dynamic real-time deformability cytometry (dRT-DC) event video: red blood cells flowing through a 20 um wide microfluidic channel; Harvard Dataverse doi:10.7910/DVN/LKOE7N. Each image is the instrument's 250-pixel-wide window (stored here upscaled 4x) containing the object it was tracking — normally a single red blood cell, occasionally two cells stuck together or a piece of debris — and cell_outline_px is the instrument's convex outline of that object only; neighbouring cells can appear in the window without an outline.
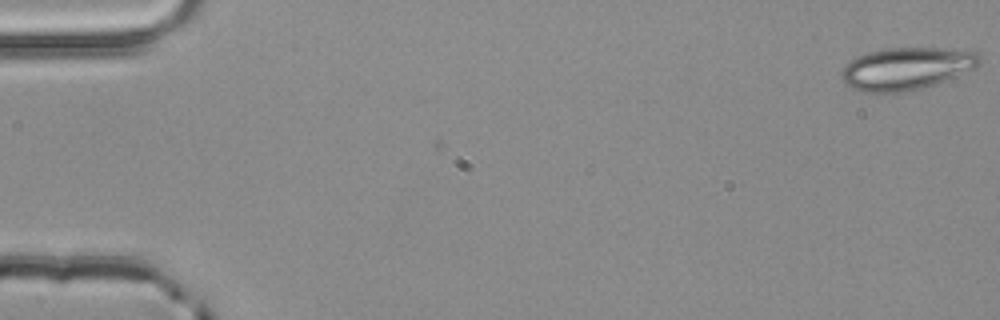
{"species": "common noctule bat (a hibernating species)", "species_latin": "Nyctalus noctula", "temperature_condition": "room temperature", "stored_images_in_passage": 2, "camera_frame_rate_fps": 3000, "um_per_image_px": 0.085, "animal": {"sex": "male", "body_mass_g": 20.4}, "frame": {"image": 1, "passage_image": 2, "time_ms": 0.333, "image_size_px": [1000, 320], "cell_outline_px": [[980, 64], [972, 68], [936, 84], [924, 88], [904, 92], [860, 92], [852, 88], [840, 76], [840, 72], [856, 56], [868, 52], [888, 48], [936, 48], [980, 52]], "centroid_in_image_um": [77.03, 5.83], "position_along_channel_um": 8.0, "area_um2": 33.76}}